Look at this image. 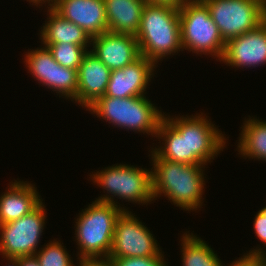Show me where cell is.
Instances as JSON below:
<instances>
[{
  "label": "cell",
  "instance_id": "5",
  "mask_svg": "<svg viewBox=\"0 0 266 266\" xmlns=\"http://www.w3.org/2000/svg\"><path fill=\"white\" fill-rule=\"evenodd\" d=\"M123 211L127 209L95 200L79 213L74 236L79 250L78 258L109 256L114 225Z\"/></svg>",
  "mask_w": 266,
  "mask_h": 266
},
{
  "label": "cell",
  "instance_id": "24",
  "mask_svg": "<svg viewBox=\"0 0 266 266\" xmlns=\"http://www.w3.org/2000/svg\"><path fill=\"white\" fill-rule=\"evenodd\" d=\"M114 266H168L164 257L111 258Z\"/></svg>",
  "mask_w": 266,
  "mask_h": 266
},
{
  "label": "cell",
  "instance_id": "14",
  "mask_svg": "<svg viewBox=\"0 0 266 266\" xmlns=\"http://www.w3.org/2000/svg\"><path fill=\"white\" fill-rule=\"evenodd\" d=\"M156 66L158 65H155L148 58L140 56L122 69L111 71L104 95L115 98L145 95Z\"/></svg>",
  "mask_w": 266,
  "mask_h": 266
},
{
  "label": "cell",
  "instance_id": "22",
  "mask_svg": "<svg viewBox=\"0 0 266 266\" xmlns=\"http://www.w3.org/2000/svg\"><path fill=\"white\" fill-rule=\"evenodd\" d=\"M51 51L53 58L57 63L65 68L78 70L83 57L88 52V49L83 46L57 43V44H44Z\"/></svg>",
  "mask_w": 266,
  "mask_h": 266
},
{
  "label": "cell",
  "instance_id": "2",
  "mask_svg": "<svg viewBox=\"0 0 266 266\" xmlns=\"http://www.w3.org/2000/svg\"><path fill=\"white\" fill-rule=\"evenodd\" d=\"M152 194L154 200L164 194L176 207L196 211L202 207L205 165L183 164L160 158L152 148Z\"/></svg>",
  "mask_w": 266,
  "mask_h": 266
},
{
  "label": "cell",
  "instance_id": "9",
  "mask_svg": "<svg viewBox=\"0 0 266 266\" xmlns=\"http://www.w3.org/2000/svg\"><path fill=\"white\" fill-rule=\"evenodd\" d=\"M45 205L43 202L30 214L18 220L0 224V255L3 258L33 256L38 252L40 236L45 227Z\"/></svg>",
  "mask_w": 266,
  "mask_h": 266
},
{
  "label": "cell",
  "instance_id": "4",
  "mask_svg": "<svg viewBox=\"0 0 266 266\" xmlns=\"http://www.w3.org/2000/svg\"><path fill=\"white\" fill-rule=\"evenodd\" d=\"M86 110L118 128L156 137L164 112L143 96L115 98L102 96Z\"/></svg>",
  "mask_w": 266,
  "mask_h": 266
},
{
  "label": "cell",
  "instance_id": "7",
  "mask_svg": "<svg viewBox=\"0 0 266 266\" xmlns=\"http://www.w3.org/2000/svg\"><path fill=\"white\" fill-rule=\"evenodd\" d=\"M90 177L93 183L104 189V193L105 190L107 192L106 195L96 198L98 202H107L120 207V204L114 201V196L122 201L124 199L142 205L154 201L151 170L133 165L116 164L105 167L104 170L97 171Z\"/></svg>",
  "mask_w": 266,
  "mask_h": 266
},
{
  "label": "cell",
  "instance_id": "32",
  "mask_svg": "<svg viewBox=\"0 0 266 266\" xmlns=\"http://www.w3.org/2000/svg\"><path fill=\"white\" fill-rule=\"evenodd\" d=\"M261 214L266 218V206L259 210Z\"/></svg>",
  "mask_w": 266,
  "mask_h": 266
},
{
  "label": "cell",
  "instance_id": "23",
  "mask_svg": "<svg viewBox=\"0 0 266 266\" xmlns=\"http://www.w3.org/2000/svg\"><path fill=\"white\" fill-rule=\"evenodd\" d=\"M63 247L61 241L54 239L41 249L39 248L35 256L39 260L40 266H76L73 264L71 255Z\"/></svg>",
  "mask_w": 266,
  "mask_h": 266
},
{
  "label": "cell",
  "instance_id": "12",
  "mask_svg": "<svg viewBox=\"0 0 266 266\" xmlns=\"http://www.w3.org/2000/svg\"><path fill=\"white\" fill-rule=\"evenodd\" d=\"M222 61L232 68H255L266 64V20L254 30L228 40Z\"/></svg>",
  "mask_w": 266,
  "mask_h": 266
},
{
  "label": "cell",
  "instance_id": "30",
  "mask_svg": "<svg viewBox=\"0 0 266 266\" xmlns=\"http://www.w3.org/2000/svg\"><path fill=\"white\" fill-rule=\"evenodd\" d=\"M55 0H33V4L36 6H42L43 4H45L46 6V2L48 4V6H50Z\"/></svg>",
  "mask_w": 266,
  "mask_h": 266
},
{
  "label": "cell",
  "instance_id": "6",
  "mask_svg": "<svg viewBox=\"0 0 266 266\" xmlns=\"http://www.w3.org/2000/svg\"><path fill=\"white\" fill-rule=\"evenodd\" d=\"M179 21L183 50L221 60L226 42L202 0H190L180 6Z\"/></svg>",
  "mask_w": 266,
  "mask_h": 266
},
{
  "label": "cell",
  "instance_id": "17",
  "mask_svg": "<svg viewBox=\"0 0 266 266\" xmlns=\"http://www.w3.org/2000/svg\"><path fill=\"white\" fill-rule=\"evenodd\" d=\"M6 189L8 190L0 195V224L15 221L30 214L43 201L35 185L26 181L10 182Z\"/></svg>",
  "mask_w": 266,
  "mask_h": 266
},
{
  "label": "cell",
  "instance_id": "15",
  "mask_svg": "<svg viewBox=\"0 0 266 266\" xmlns=\"http://www.w3.org/2000/svg\"><path fill=\"white\" fill-rule=\"evenodd\" d=\"M50 6L91 38L108 31L104 0H55Z\"/></svg>",
  "mask_w": 266,
  "mask_h": 266
},
{
  "label": "cell",
  "instance_id": "25",
  "mask_svg": "<svg viewBox=\"0 0 266 266\" xmlns=\"http://www.w3.org/2000/svg\"><path fill=\"white\" fill-rule=\"evenodd\" d=\"M260 246L257 249H251L249 253L243 254V256L237 261H232L228 266H264L266 264V253Z\"/></svg>",
  "mask_w": 266,
  "mask_h": 266
},
{
  "label": "cell",
  "instance_id": "27",
  "mask_svg": "<svg viewBox=\"0 0 266 266\" xmlns=\"http://www.w3.org/2000/svg\"><path fill=\"white\" fill-rule=\"evenodd\" d=\"M78 266H114L109 256L105 257H81Z\"/></svg>",
  "mask_w": 266,
  "mask_h": 266
},
{
  "label": "cell",
  "instance_id": "19",
  "mask_svg": "<svg viewBox=\"0 0 266 266\" xmlns=\"http://www.w3.org/2000/svg\"><path fill=\"white\" fill-rule=\"evenodd\" d=\"M47 22L41 27L42 44L68 43L83 46L91 45V37L78 25L63 18L51 6H47Z\"/></svg>",
  "mask_w": 266,
  "mask_h": 266
},
{
  "label": "cell",
  "instance_id": "11",
  "mask_svg": "<svg viewBox=\"0 0 266 266\" xmlns=\"http://www.w3.org/2000/svg\"><path fill=\"white\" fill-rule=\"evenodd\" d=\"M25 55V66L39 83L59 94V97L64 96L77 103V70L57 63L46 46L33 49Z\"/></svg>",
  "mask_w": 266,
  "mask_h": 266
},
{
  "label": "cell",
  "instance_id": "18",
  "mask_svg": "<svg viewBox=\"0 0 266 266\" xmlns=\"http://www.w3.org/2000/svg\"><path fill=\"white\" fill-rule=\"evenodd\" d=\"M146 3L147 0H104L108 31L136 36Z\"/></svg>",
  "mask_w": 266,
  "mask_h": 266
},
{
  "label": "cell",
  "instance_id": "28",
  "mask_svg": "<svg viewBox=\"0 0 266 266\" xmlns=\"http://www.w3.org/2000/svg\"><path fill=\"white\" fill-rule=\"evenodd\" d=\"M20 266H40L39 260L35 255L19 257Z\"/></svg>",
  "mask_w": 266,
  "mask_h": 266
},
{
  "label": "cell",
  "instance_id": "10",
  "mask_svg": "<svg viewBox=\"0 0 266 266\" xmlns=\"http://www.w3.org/2000/svg\"><path fill=\"white\" fill-rule=\"evenodd\" d=\"M150 230L132 214L123 211L116 220L110 258L164 257Z\"/></svg>",
  "mask_w": 266,
  "mask_h": 266
},
{
  "label": "cell",
  "instance_id": "3",
  "mask_svg": "<svg viewBox=\"0 0 266 266\" xmlns=\"http://www.w3.org/2000/svg\"><path fill=\"white\" fill-rule=\"evenodd\" d=\"M135 38L140 55L148 58L155 65L166 56L183 51L179 7L147 1Z\"/></svg>",
  "mask_w": 266,
  "mask_h": 266
},
{
  "label": "cell",
  "instance_id": "26",
  "mask_svg": "<svg viewBox=\"0 0 266 266\" xmlns=\"http://www.w3.org/2000/svg\"><path fill=\"white\" fill-rule=\"evenodd\" d=\"M253 222H254L253 228L255 230V234L257 235L259 240H261L262 244H264L265 246L266 245V218L259 211L256 214Z\"/></svg>",
  "mask_w": 266,
  "mask_h": 266
},
{
  "label": "cell",
  "instance_id": "20",
  "mask_svg": "<svg viewBox=\"0 0 266 266\" xmlns=\"http://www.w3.org/2000/svg\"><path fill=\"white\" fill-rule=\"evenodd\" d=\"M237 151L245 159L266 161V121L248 118L243 122Z\"/></svg>",
  "mask_w": 266,
  "mask_h": 266
},
{
  "label": "cell",
  "instance_id": "16",
  "mask_svg": "<svg viewBox=\"0 0 266 266\" xmlns=\"http://www.w3.org/2000/svg\"><path fill=\"white\" fill-rule=\"evenodd\" d=\"M111 70L91 51L83 57L77 70V103L86 109L98 98L104 96Z\"/></svg>",
  "mask_w": 266,
  "mask_h": 266
},
{
  "label": "cell",
  "instance_id": "21",
  "mask_svg": "<svg viewBox=\"0 0 266 266\" xmlns=\"http://www.w3.org/2000/svg\"><path fill=\"white\" fill-rule=\"evenodd\" d=\"M183 266H224L215 251L204 240L189 233L181 237Z\"/></svg>",
  "mask_w": 266,
  "mask_h": 266
},
{
  "label": "cell",
  "instance_id": "13",
  "mask_svg": "<svg viewBox=\"0 0 266 266\" xmlns=\"http://www.w3.org/2000/svg\"><path fill=\"white\" fill-rule=\"evenodd\" d=\"M91 46L90 51L111 71L122 69L141 56L134 35L106 31L92 37Z\"/></svg>",
  "mask_w": 266,
  "mask_h": 266
},
{
  "label": "cell",
  "instance_id": "29",
  "mask_svg": "<svg viewBox=\"0 0 266 266\" xmlns=\"http://www.w3.org/2000/svg\"><path fill=\"white\" fill-rule=\"evenodd\" d=\"M147 1L154 2V3H166V4H171V5L180 7L185 2L190 1V0H147Z\"/></svg>",
  "mask_w": 266,
  "mask_h": 266
},
{
  "label": "cell",
  "instance_id": "8",
  "mask_svg": "<svg viewBox=\"0 0 266 266\" xmlns=\"http://www.w3.org/2000/svg\"><path fill=\"white\" fill-rule=\"evenodd\" d=\"M225 42L266 20V0H202Z\"/></svg>",
  "mask_w": 266,
  "mask_h": 266
},
{
  "label": "cell",
  "instance_id": "31",
  "mask_svg": "<svg viewBox=\"0 0 266 266\" xmlns=\"http://www.w3.org/2000/svg\"><path fill=\"white\" fill-rule=\"evenodd\" d=\"M9 263L8 266H20L19 265V258H5ZM11 262V263H10ZM10 264V265H9ZM7 266V265H6Z\"/></svg>",
  "mask_w": 266,
  "mask_h": 266
},
{
  "label": "cell",
  "instance_id": "1",
  "mask_svg": "<svg viewBox=\"0 0 266 266\" xmlns=\"http://www.w3.org/2000/svg\"><path fill=\"white\" fill-rule=\"evenodd\" d=\"M201 113L170 117L160 122L156 138L162 145L153 150L160 158L183 164L207 165L226 147V138L218 127Z\"/></svg>",
  "mask_w": 266,
  "mask_h": 266
}]
</instances>
